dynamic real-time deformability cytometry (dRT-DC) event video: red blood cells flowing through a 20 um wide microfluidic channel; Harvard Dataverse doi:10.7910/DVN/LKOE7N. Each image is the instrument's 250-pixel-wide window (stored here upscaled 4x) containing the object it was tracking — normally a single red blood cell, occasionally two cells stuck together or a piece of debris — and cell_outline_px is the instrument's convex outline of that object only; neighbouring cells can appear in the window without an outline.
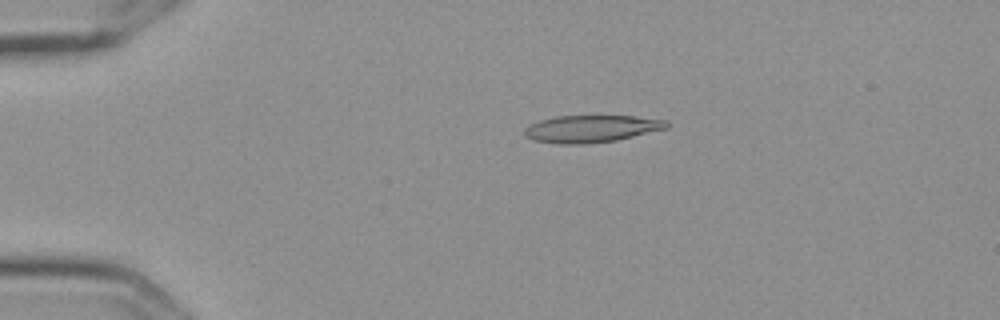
{"species": "Egyptian fruit bat (a non-hibernating species)", "species_latin": "Rousettus aegyptiacus", "temperature_condition": "cold", "stored_images_in_passage": 10, "camera_frame_rate_fps": 3000, "um_per_image_px": 0.085, "frame": {"image": 1, "passage_image": 4, "time_ms": 1.0, "image_size_px": [1000, 320], "cell_outline_px": [[668, 128], [616, 140], [584, 144], [560, 144], [532, 140], [524, 136], [524, 128], [540, 120], [556, 116], [636, 116], [668, 120]], "centroid_in_image_um": [50.26, 10.94], "position_along_channel_um": 34.7, "area_um2": 22.54}}
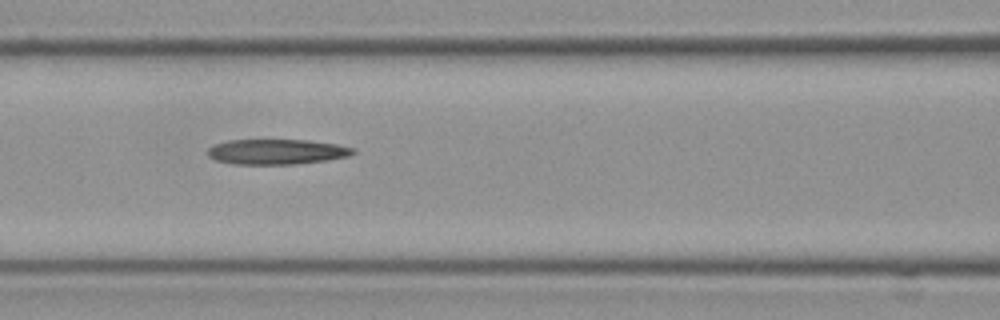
{"frame": {"image": 2, "passage_image": 7, "time_ms": 2.0, "image_size_px": [1000, 320], "cell_outline_px": [[356, 152], [352, 156], [328, 160], [296, 164], [236, 164], [216, 160], [208, 156], [208, 148], [216, 144], [228, 140], [308, 140], [336, 144], [356, 148]], "centroid_in_image_um": [23.59, 12.9], "position_along_channel_um": 143.0, "area_um2": 21.44}}
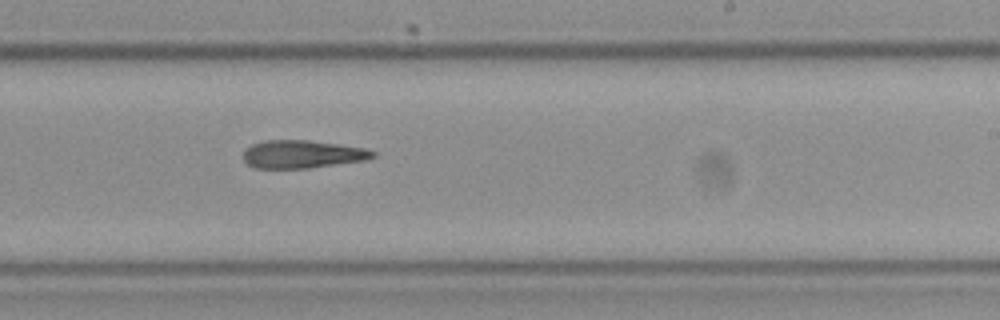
{"frame": {"image": 3, "passage_image": 10, "time_ms": 3.0, "image_size_px": [1000, 320], "cell_outline_px": [[376, 156], [368, 160], [308, 168], [256, 168], [248, 164], [244, 160], [244, 148], [252, 144], [264, 140], [308, 140], [340, 144], [368, 148], [376, 152]], "centroid_in_image_um": [25.74, 13.1], "position_along_channel_um": 263.3, "area_um2": 21.33}}